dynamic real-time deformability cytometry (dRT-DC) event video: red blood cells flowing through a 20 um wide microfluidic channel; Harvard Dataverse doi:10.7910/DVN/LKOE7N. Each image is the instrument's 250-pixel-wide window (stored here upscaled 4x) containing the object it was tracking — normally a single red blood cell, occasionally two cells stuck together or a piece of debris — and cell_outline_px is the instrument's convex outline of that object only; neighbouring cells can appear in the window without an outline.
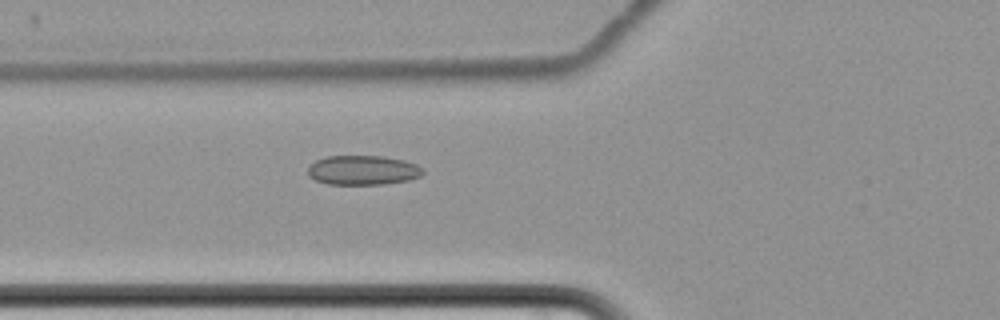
{"species": "common noctule bat (a hibernating species)", "species_latin": "Nyctalus noctula", "temperature_condition": "cold", "stored_images_in_passage": 6, "camera_frame_rate_fps": 3000, "um_per_image_px": 0.085, "animal": {"sex": "female", "body_mass_g": 22.7, "forearm_length_mm": 54.2}, "frame": {"image": 1, "passage_image": 6, "time_ms": 6.0, "image_size_px": [1000, 320], "cell_outline_px": [[424, 172], [420, 176], [408, 180], [384, 184], [328, 184], [316, 180], [308, 176], [308, 168], [316, 160], [328, 156], [380, 156], [404, 160], [416, 164], [424, 168]], "centroid_in_image_um": [30.86, 14.46], "position_along_channel_um": 94.9, "area_um2": 19.71}}